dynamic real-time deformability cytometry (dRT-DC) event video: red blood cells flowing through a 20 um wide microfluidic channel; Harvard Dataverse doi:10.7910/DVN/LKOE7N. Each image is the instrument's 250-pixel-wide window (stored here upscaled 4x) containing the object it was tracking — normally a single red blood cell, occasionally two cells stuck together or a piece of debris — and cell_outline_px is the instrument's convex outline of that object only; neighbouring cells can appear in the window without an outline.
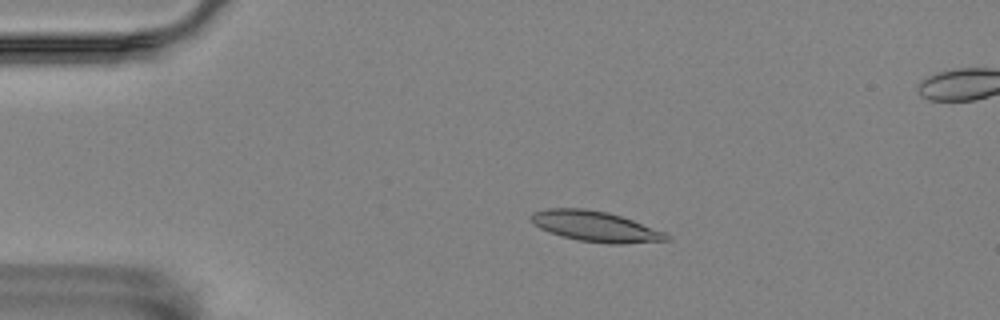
{"species": "Egyptian fruit bat (a non-hibernating species)", "species_latin": "Rousettus aegyptiacus", "temperature_condition": "room temperature", "stored_images_in_passage": 4, "camera_frame_rate_fps": 3000, "um_per_image_px": 0.085, "animal": {"sex": "female"}, "frame": {"image": 1, "passage_image": 4, "time_ms": 1.0, "image_size_px": [1000, 320], "cell_outline_px": [[672, 240], [624, 244], [608, 244], [576, 240], [560, 236], [548, 232], [532, 224], [528, 216], [532, 212], [548, 208], [584, 208], [608, 212], [632, 220], [664, 232], [672, 236]], "centroid_in_image_um": [50.57, 19.25], "position_along_channel_um": 34.4, "area_um2": 24.39}}